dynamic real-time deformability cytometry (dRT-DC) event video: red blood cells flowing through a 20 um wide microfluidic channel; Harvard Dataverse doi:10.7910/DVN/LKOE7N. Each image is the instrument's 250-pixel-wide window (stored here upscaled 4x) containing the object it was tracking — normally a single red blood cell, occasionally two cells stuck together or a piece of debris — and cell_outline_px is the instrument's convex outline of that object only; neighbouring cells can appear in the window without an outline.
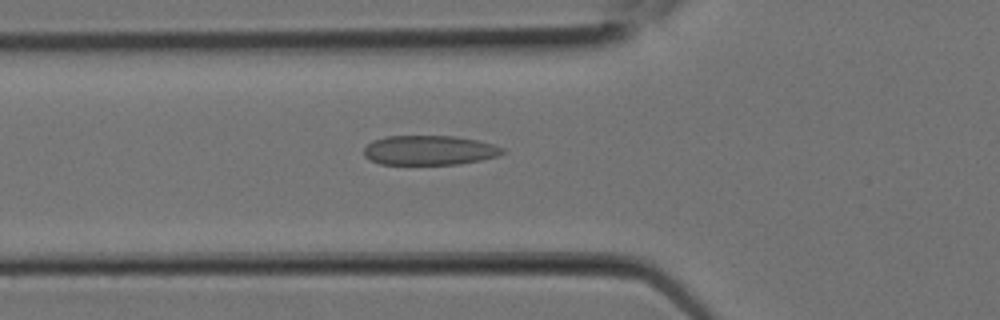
{"species": "Egyptian fruit bat (a non-hibernating species)", "species_latin": "Rousettus aegyptiacus", "temperature_condition": "room temperature", "stored_images_in_passage": 8, "camera_frame_rate_fps": 3000, "um_per_image_px": 0.085, "animal": {"sex": "female"}, "frame": {"image": 1, "passage_image": 8, "time_ms": 2.333, "image_size_px": [1000, 320], "cell_outline_px": [[504, 152], [496, 156], [480, 160], [460, 164], [380, 164], [364, 156], [364, 148], [372, 140], [388, 136], [456, 136], [476, 140], [492, 144], [504, 148]], "centroid_in_image_um": [36.48, 12.77], "position_along_channel_um": 89.3, "area_um2": 23.76}}